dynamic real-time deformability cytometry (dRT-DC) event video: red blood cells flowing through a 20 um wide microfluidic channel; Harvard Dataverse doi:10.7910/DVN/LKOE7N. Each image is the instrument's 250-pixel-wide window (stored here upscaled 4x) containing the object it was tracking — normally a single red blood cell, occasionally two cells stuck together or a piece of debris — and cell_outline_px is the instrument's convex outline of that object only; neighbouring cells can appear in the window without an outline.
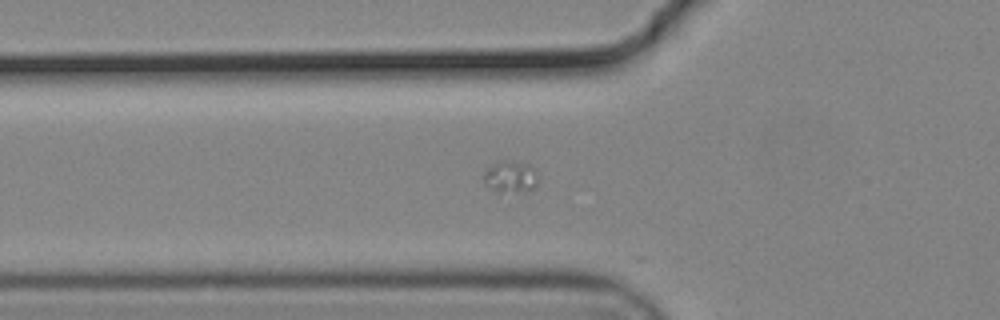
{"species": "common noctule bat (a hibernating species)", "species_latin": "Nyctalus noctula", "temperature_condition": "cold", "stored_images_in_passage": 16, "camera_frame_rate_fps": 3000, "um_per_image_px": 0.085, "animal": {"sex": "male", "body_mass_g": 19.2, "forearm_length_mm": 51.8}, "frame": {"image": 1, "passage_image": 4, "time_ms": 1.0, "image_size_px": [1000, 320], "cell_outline_px": [[540, 176], [536, 184], [532, 188], [500, 192], [496, 192], [484, 184], [484, 168], [500, 160], [508, 160], [528, 164], [536, 168]], "centroid_in_image_um": [43.38, 14.97], "position_along_channel_um": 82.4, "area_um2": 10.17}}